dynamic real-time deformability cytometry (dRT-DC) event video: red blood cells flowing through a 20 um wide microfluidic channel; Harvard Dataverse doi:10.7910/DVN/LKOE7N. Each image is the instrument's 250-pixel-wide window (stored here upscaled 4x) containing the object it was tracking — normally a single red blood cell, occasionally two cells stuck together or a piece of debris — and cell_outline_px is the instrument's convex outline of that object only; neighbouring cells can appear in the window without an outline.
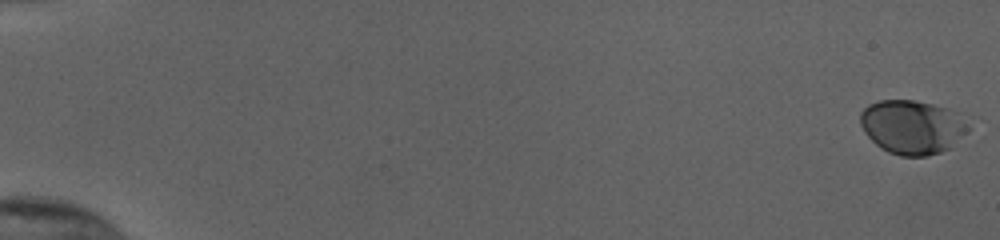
{"species": "human", "species_latin": "Homo sapiens", "temperature_condition": "cold", "stored_images_in_passage": 56, "camera_frame_rate_fps": 3000, "um_per_image_px": 0.085, "donor": {"sex": "female"}, "frame": {"image": 1, "passage_image": 1, "time_ms": 0.0, "image_size_px": [1000, 240], "cell_outline_px": [[968, 128], [948, 148], [940, 152], [928, 156], [900, 156], [888, 152], [880, 148], [864, 132], [860, 124], [860, 112], [868, 104], [880, 100], [912, 100], [932, 104], [948, 108]], "centroid_in_image_um": [77.41, 10.8], "position_along_channel_um": 7.6, "area_um2": 33.18}}
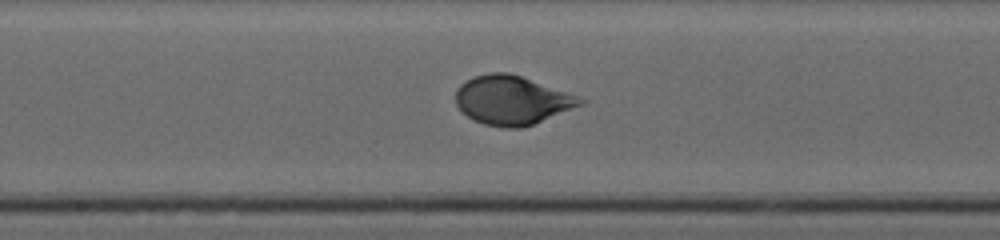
{"frame": {"image": 2, "passage_image": 32, "time_ms": 10.333, "image_size_px": [1000, 240], "cell_outline_px": [[588, 100], [584, 104], [532, 124], [520, 128], [504, 128], [484, 124], [468, 116], [456, 104], [456, 88], [464, 80], [472, 76], [488, 72], [508, 72], [520, 76]], "centroid_in_image_um": [43.48, 8.5], "position_along_channel_um": 204.7, "area_um2": 35.14}}
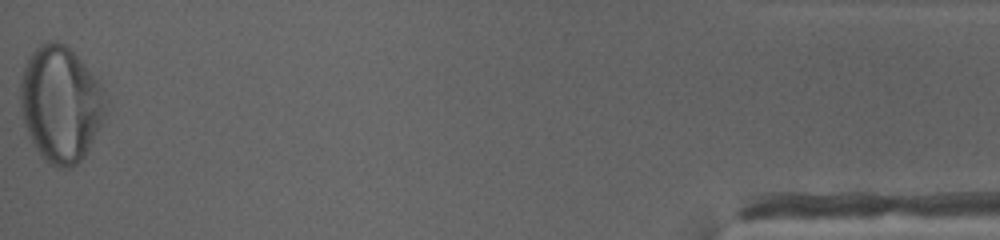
{"frame": {"image": 3, "passage_image": 56, "time_ms": 18.333, "image_size_px": [1000, 240], "cell_outline_px": [[108, 104], [104, 116], [88, 152], [72, 168], [56, 168], [40, 156], [24, 124], [20, 108], [20, 80], [24, 64], [28, 56], [40, 44], [48, 40], [56, 40], [64, 44], [84, 64], [104, 88], [108, 100]], "centroid_in_image_um": [5.15, 8.84], "position_along_channel_um": 430.0, "area_um2": 58.03}, "authors_computed_cell_mechanics": {"area_um2": 34.2176, "velocity_mm_per_s": 3.8187, "shape_relaxation_time_tau1_ms": 3.6194, "shape_relaxation_time_tau2_ms": null, "deformation_change_tau1": 0.1407, "deformation_change_tau2": null}}